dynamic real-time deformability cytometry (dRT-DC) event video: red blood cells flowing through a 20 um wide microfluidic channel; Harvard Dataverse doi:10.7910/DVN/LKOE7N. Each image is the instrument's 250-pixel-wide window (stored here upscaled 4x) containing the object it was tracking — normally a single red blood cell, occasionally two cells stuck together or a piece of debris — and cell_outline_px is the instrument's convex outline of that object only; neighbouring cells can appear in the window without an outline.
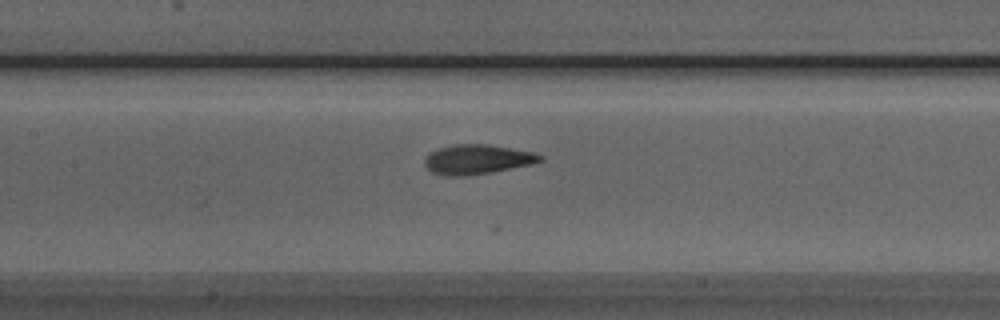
{"species": "Egyptian fruit bat (a non-hibernating species)", "species_latin": "Rousettus aegyptiacus", "temperature_condition": "room temperature", "stored_images_in_passage": 33, "camera_frame_rate_fps": 3000, "um_per_image_px": 0.085, "animal": {"sex": "male"}, "frame": {"image": 1, "passage_image": 16, "time_ms": 5.0, "image_size_px": [1000, 320], "cell_outline_px": [[544, 160], [532, 164], [488, 172], [464, 176], [444, 176], [432, 172], [424, 164], [424, 160], [428, 152], [436, 148], [452, 144], [488, 144], [532, 152], [544, 156]], "centroid_in_image_um": [40.51, 13.53], "position_along_channel_um": 166.9, "area_um2": 19.94}}
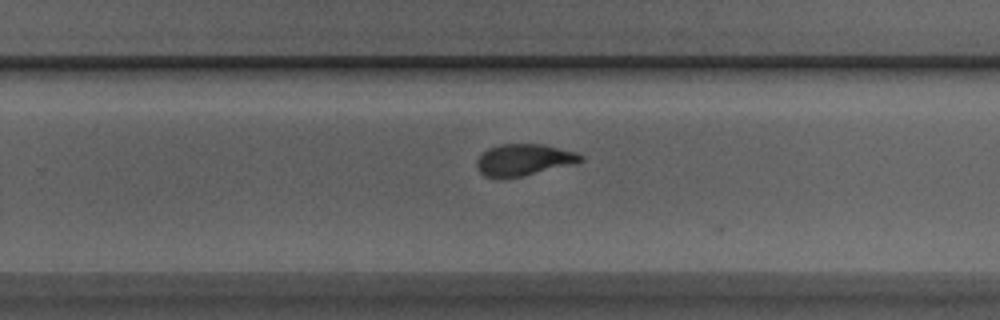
{"frame": {"image": 2, "passage_image": 25, "time_ms": 8.0, "image_size_px": [1000, 320], "cell_outline_px": [[584, 160], [520, 176], [484, 176], [480, 172], [476, 164], [476, 160], [488, 148], [500, 144], [544, 144], [576, 152], [584, 156]], "centroid_in_image_um": [44.5, 13.54], "position_along_channel_um": 285.3, "area_um2": 18.44}}
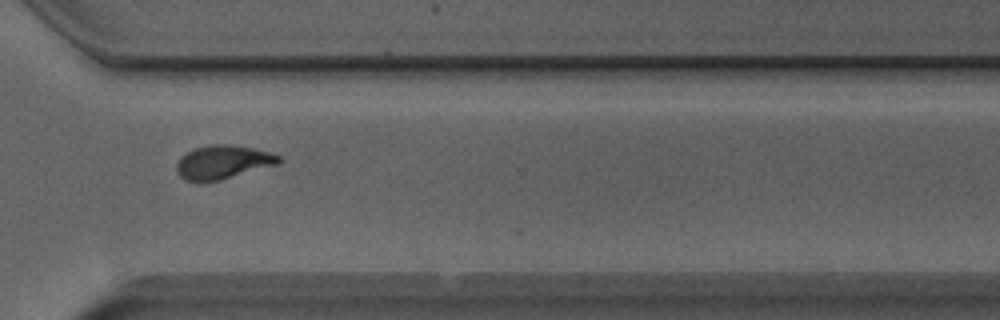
{"frame": {"image": 3, "passage_image": 30, "time_ms": 9.667, "image_size_px": [1000, 320], "cell_outline_px": [[284, 160], [280, 164], [220, 180], [184, 180], [176, 172], [176, 164], [180, 156], [192, 148], [212, 144], [232, 144], [272, 152], [280, 156]], "centroid_in_image_um": [18.98, 13.75], "position_along_channel_um": 351.6, "area_um2": 20.29}, "authors_computed_cell_mechanics": {"area_um2": 19.7098, "velocity_mm_per_s": 3.9509, "shape_relaxation_time_tau1_ms": null, "shape_relaxation_time_tau2_ms": 1.6068, "deformation_change_tau1": null, "deformation_change_tau2": 0.0787}}